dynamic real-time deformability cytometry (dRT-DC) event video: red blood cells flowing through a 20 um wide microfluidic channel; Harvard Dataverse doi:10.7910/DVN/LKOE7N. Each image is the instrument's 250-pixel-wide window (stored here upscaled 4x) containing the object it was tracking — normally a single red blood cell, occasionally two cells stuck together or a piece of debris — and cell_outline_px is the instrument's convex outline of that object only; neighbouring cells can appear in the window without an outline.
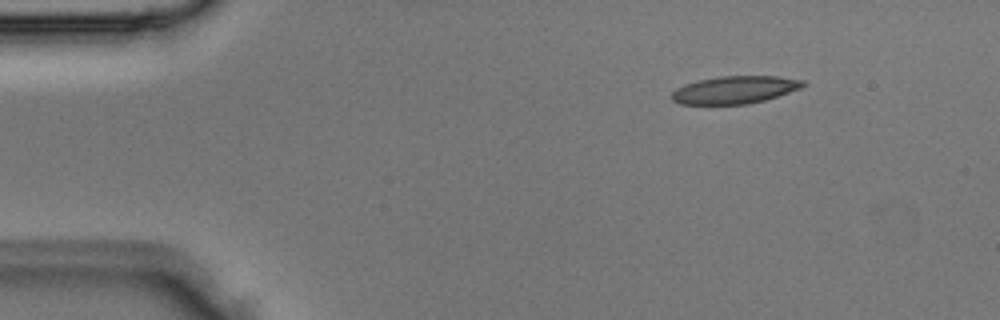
{"species": "Egyptian fruit bat (a non-hibernating species)", "species_latin": "Rousettus aegyptiacus", "temperature_condition": "room temperature", "stored_images_in_passage": 3, "camera_frame_rate_fps": 3000, "um_per_image_px": 0.085, "animal": {"sex": "male"}, "frame": {"image": 1, "passage_image": 1, "time_ms": 0.0, "image_size_px": [1000, 320], "cell_outline_px": [[808, 84], [800, 88], [764, 100], [748, 104], [680, 104], [672, 100], [672, 92], [676, 88], [684, 84], [700, 80], [720, 76], [776, 76], [804, 80]], "centroid_in_image_um": [62.45, 7.63], "position_along_channel_um": 22.5, "area_um2": 20.98}}